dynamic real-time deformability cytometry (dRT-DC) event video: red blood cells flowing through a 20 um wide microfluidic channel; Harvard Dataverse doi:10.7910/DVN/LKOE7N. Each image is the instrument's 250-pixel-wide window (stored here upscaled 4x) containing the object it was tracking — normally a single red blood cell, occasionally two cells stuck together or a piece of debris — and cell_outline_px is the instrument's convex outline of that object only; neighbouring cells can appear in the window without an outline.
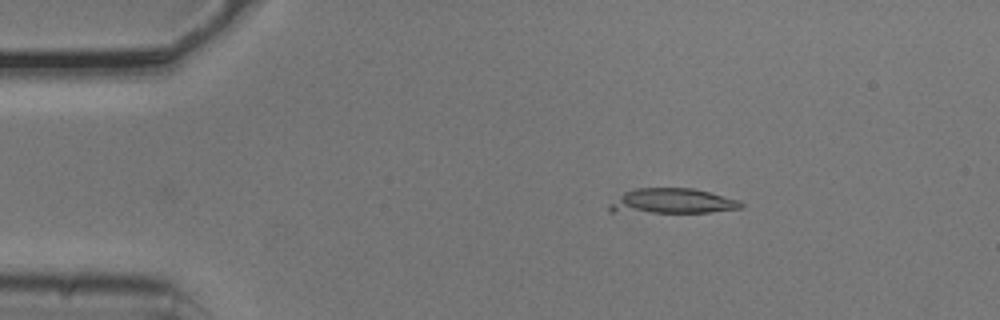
{"species": "common noctule bat (a hibernating species)", "species_latin": "Nyctalus noctula", "temperature_condition": "cold", "stored_images_in_passage": 2, "camera_frame_rate_fps": 3000, "um_per_image_px": 0.085, "animal": {"sex": "male", "body_mass_g": 20.5, "forearm_length_mm": 52.5}, "frame": {"image": 1, "passage_image": 1, "time_ms": 0.0, "image_size_px": [1000, 320], "cell_outline_px": [[744, 208], [708, 212], [608, 212], [608, 204], [624, 192], [636, 188], [692, 188], [740, 200], [744, 204]], "centroid_in_image_um": [57.12, 17.1], "position_along_channel_um": 27.9, "area_um2": 19.25}}